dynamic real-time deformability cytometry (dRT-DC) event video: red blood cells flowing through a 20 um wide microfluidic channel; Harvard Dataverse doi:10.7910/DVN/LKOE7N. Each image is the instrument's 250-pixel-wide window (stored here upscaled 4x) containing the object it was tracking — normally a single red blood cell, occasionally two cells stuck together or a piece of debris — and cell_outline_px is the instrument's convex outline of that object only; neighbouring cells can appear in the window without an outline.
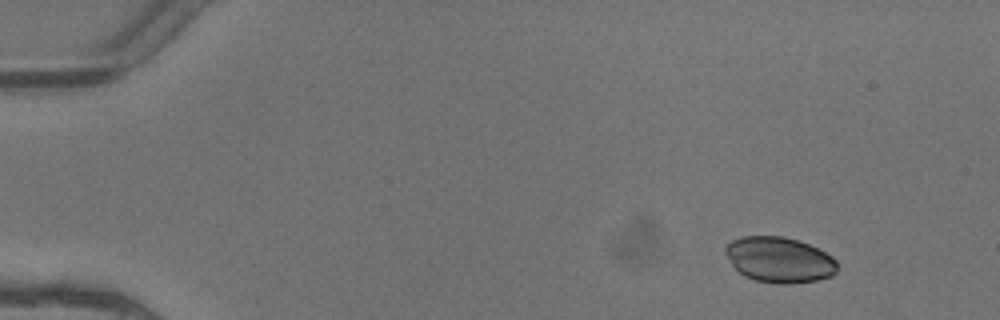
{"species": "common noctule bat (a hibernating species)", "species_latin": "Nyctalus noctula", "temperature_condition": "warm", "stored_images_in_passage": 4, "camera_frame_rate_fps": 3000, "um_per_image_px": 0.085, "animal": {"sex": "female"}, "frame": {"image": 1, "passage_image": 1, "time_ms": 0.0, "image_size_px": [1000, 320], "cell_outline_px": [[836, 272], [832, 276], [816, 280], [792, 284], [780, 284], [756, 280], [744, 276], [732, 264], [724, 252], [724, 244], [740, 236], [784, 236], [800, 240], [832, 256], [836, 260]], "centroid_in_image_um": [66.22, 22.07], "position_along_channel_um": 18.8, "area_um2": 29.82}}
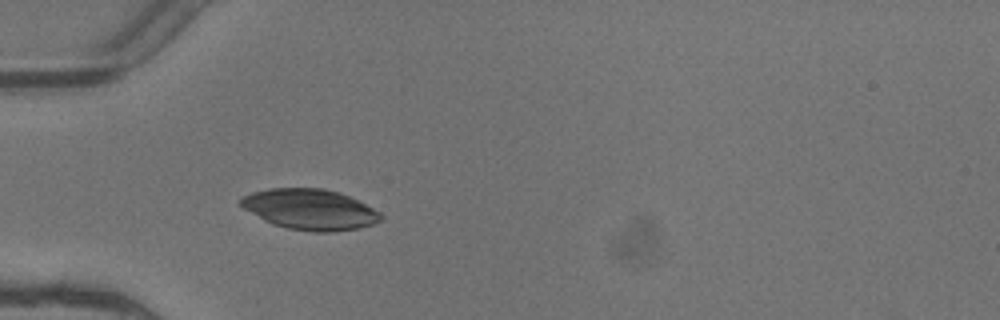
{"frame": {"image": 2, "passage_image": 4, "time_ms": 1.0, "image_size_px": [1000, 320], "cell_outline_px": [[384, 220], [360, 228], [332, 232], [312, 232], [288, 228], [272, 224], [264, 220], [244, 208], [240, 204], [240, 200], [244, 196], [252, 192], [268, 188], [324, 188], [340, 192], [380, 212], [384, 216]], "centroid_in_image_um": [26.37, 17.8], "position_along_channel_um": 58.6, "area_um2": 33.12}}